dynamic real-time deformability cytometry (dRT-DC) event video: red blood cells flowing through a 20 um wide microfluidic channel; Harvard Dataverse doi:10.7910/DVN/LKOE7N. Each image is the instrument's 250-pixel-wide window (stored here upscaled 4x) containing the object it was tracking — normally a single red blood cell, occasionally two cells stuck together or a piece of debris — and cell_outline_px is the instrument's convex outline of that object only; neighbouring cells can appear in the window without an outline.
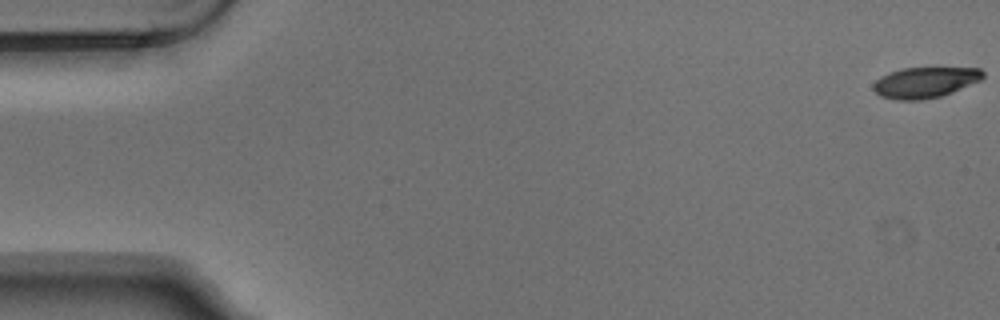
{"species": "Egyptian fruit bat (a non-hibernating species)", "species_latin": "Rousettus aegyptiacus", "temperature_condition": "warm", "stored_images_in_passage": 7, "camera_frame_rate_fps": 3000, "um_per_image_px": 0.085, "animal": {"sex": "male"}, "frame": {"image": 1, "passage_image": 1, "time_ms": 0.0, "image_size_px": [1000, 320], "cell_outline_px": [[984, 76], [980, 80], [952, 92], [940, 96], [920, 100], [896, 100], [880, 96], [872, 88], [872, 84], [880, 76], [888, 72], [900, 68], [980, 68], [984, 72]], "centroid_in_image_um": [78.58, 7.0], "position_along_channel_um": 6.4, "area_um2": 19.65}}
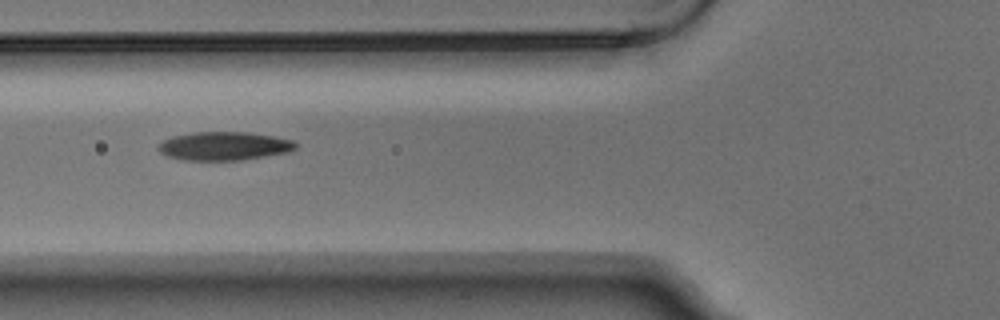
{"frame": {"image": 2, "passage_image": 6, "time_ms": 1.667, "image_size_px": [1000, 320], "cell_outline_px": [[296, 148], [288, 152], [240, 160], [184, 160], [168, 156], [160, 152], [156, 148], [164, 140], [172, 136], [196, 132], [248, 132], [272, 136], [292, 140], [296, 144]], "centroid_in_image_um": [19.03, 12.41], "position_along_channel_um": 106.8, "area_um2": 22.6}}
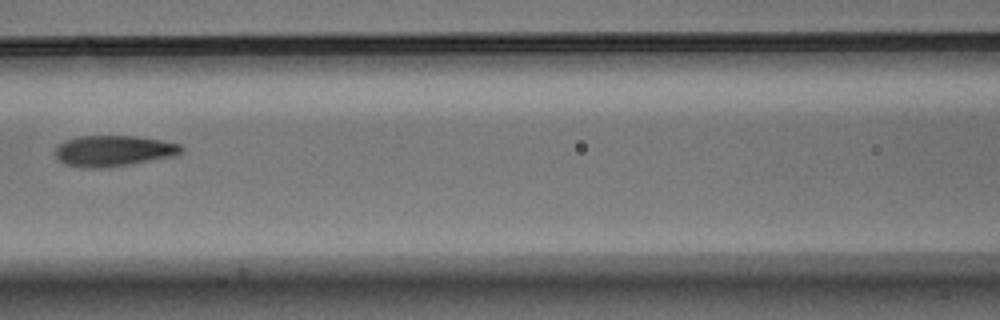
{"frame": {"image": 3, "passage_image": 7, "time_ms": 2.0, "image_size_px": [1000, 320], "cell_outline_px": [[184, 152], [176, 156], [132, 164], [108, 168], [80, 168], [64, 164], [56, 156], [56, 148], [64, 140], [80, 136], [136, 136], [160, 140], [180, 144], [184, 148]], "centroid_in_image_um": [9.68, 12.84], "position_along_channel_um": 156.9, "area_um2": 23.0}}